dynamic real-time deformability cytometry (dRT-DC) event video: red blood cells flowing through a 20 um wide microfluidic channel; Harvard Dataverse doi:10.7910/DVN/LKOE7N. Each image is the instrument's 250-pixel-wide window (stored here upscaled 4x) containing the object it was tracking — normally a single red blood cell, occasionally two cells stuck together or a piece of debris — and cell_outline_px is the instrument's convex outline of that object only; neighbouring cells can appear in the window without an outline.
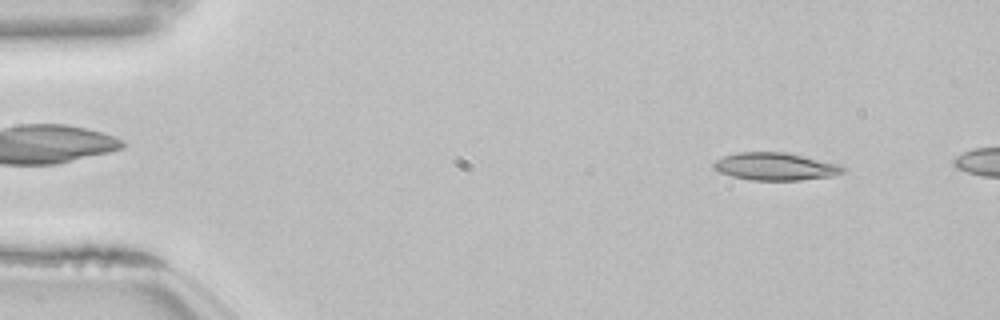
{"species": "common noctule bat (a hibernating species)", "species_latin": "Nyctalus noctula", "temperature_condition": "room temperature", "stored_images_in_passage": 10, "camera_frame_rate_fps": 3000, "um_per_image_px": 0.085, "animal": {"sex": "female", "body_mass_g": 22.7, "forearm_length_mm": 54.2}, "frame": {"image": 1, "passage_image": 5, "time_ms": 1.333, "image_size_px": [1000, 320], "cell_outline_px": [[844, 172], [832, 176], [800, 180], [748, 180], [732, 176], [720, 172], [712, 168], [712, 164], [716, 160], [724, 156], [736, 152], [784, 152], [840, 164], [844, 168]], "centroid_in_image_um": [65.87, 14.15], "position_along_channel_um": 19.1, "area_um2": 20.75}}